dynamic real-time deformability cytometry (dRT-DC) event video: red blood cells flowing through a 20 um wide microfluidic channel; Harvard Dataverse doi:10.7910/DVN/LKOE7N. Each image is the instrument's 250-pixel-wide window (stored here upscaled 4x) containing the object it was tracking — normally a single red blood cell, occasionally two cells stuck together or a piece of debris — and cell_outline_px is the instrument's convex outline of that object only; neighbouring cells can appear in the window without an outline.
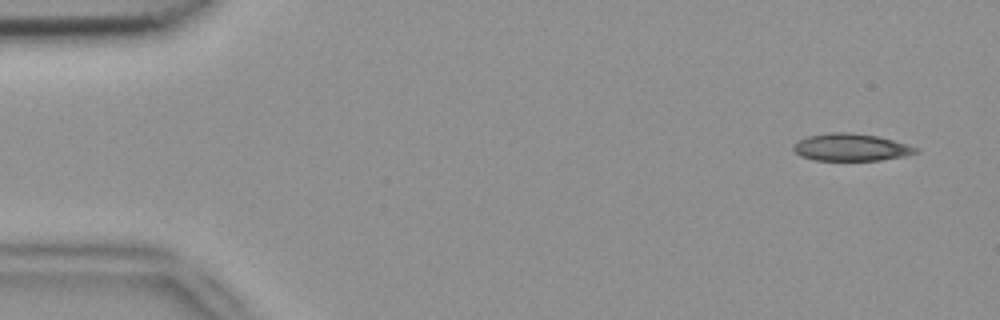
{"species": "common noctule bat (a hibernating species)", "species_latin": "Nyctalus noctula", "temperature_condition": "room temperature", "stored_images_in_passage": 3, "camera_frame_rate_fps": 3000, "um_per_image_px": 0.085, "animal": {"sex": "female", "body_mass_g": 18.4}, "frame": {"image": 1, "passage_image": 1, "time_ms": 0.0, "image_size_px": [1000, 320], "cell_outline_px": [[920, 152], [904, 156], [880, 160], [816, 160], [800, 156], [792, 148], [792, 144], [796, 140], [808, 136], [828, 132], [852, 132], [876, 136], [908, 144], [920, 148]], "centroid_in_image_um": [72.32, 12.51], "position_along_channel_um": 12.7, "area_um2": 19.65}}
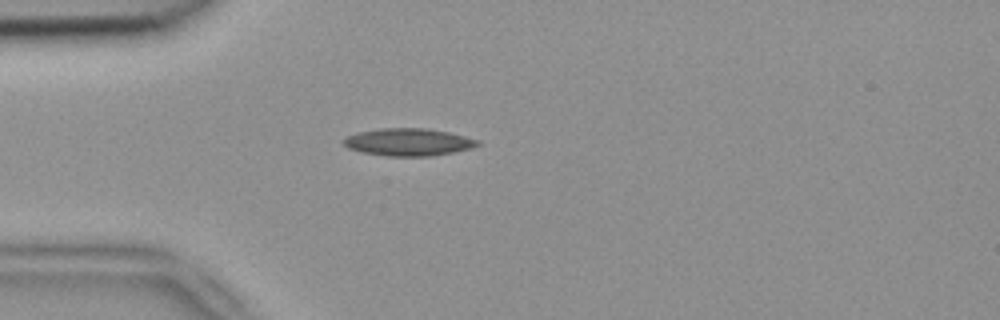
{"frame": {"image": 2, "passage_image": 3, "time_ms": 0.667, "image_size_px": [1000, 320], "cell_outline_px": [[480, 144], [472, 148], [432, 156], [388, 156], [360, 152], [348, 148], [340, 140], [348, 136], [360, 132], [380, 128], [424, 128], [448, 132], [480, 140]], "centroid_in_image_um": [34.7, 12.08], "position_along_channel_um": 50.3, "area_um2": 21.39}}